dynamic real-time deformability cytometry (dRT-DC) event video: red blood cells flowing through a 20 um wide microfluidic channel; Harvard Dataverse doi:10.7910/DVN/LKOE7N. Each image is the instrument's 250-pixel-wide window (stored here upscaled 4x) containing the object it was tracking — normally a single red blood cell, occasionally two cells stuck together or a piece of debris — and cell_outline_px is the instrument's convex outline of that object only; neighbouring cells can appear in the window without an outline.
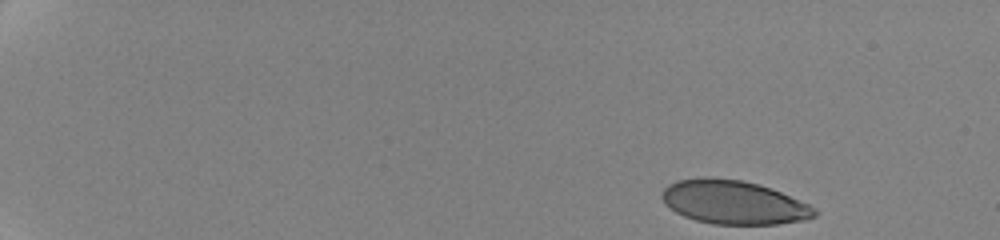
{"species": "human", "species_latin": "Homo sapiens", "temperature_condition": "cold", "stored_images_in_passage": 65, "camera_frame_rate_fps": 3000, "um_per_image_px": 0.085, "donor": {"sex": "female"}, "frame": {"image": 1, "passage_image": 1, "time_ms": 0.0, "image_size_px": [1000, 240], "cell_outline_px": [[820, 212], [816, 216], [804, 220], [776, 224], [712, 224], [696, 220], [684, 216], [676, 212], [664, 204], [660, 196], [664, 188], [668, 184], [676, 180], [708, 176], [740, 180], [756, 184], [780, 192], [808, 204], [816, 208]], "centroid_in_image_um": [62.32, 17.19], "position_along_channel_um": 22.7, "area_um2": 38.9}}
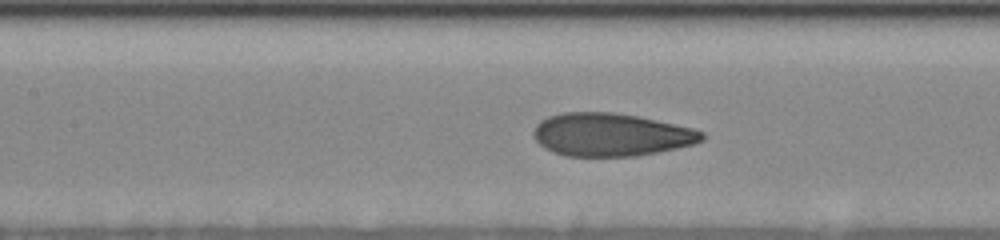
{"frame": {"image": 2, "passage_image": 35, "time_ms": 8.0, "image_size_px": [1000, 240], "cell_outline_px": [[704, 140], [692, 144], [676, 148], [636, 156], [564, 156], [544, 148], [532, 136], [532, 132], [536, 124], [540, 120], [548, 116], [564, 112], [616, 112], [656, 120], [692, 128], [704, 132]], "centroid_in_image_um": [51.88, 11.44], "position_along_channel_um": 155.5, "area_um2": 42.19}}
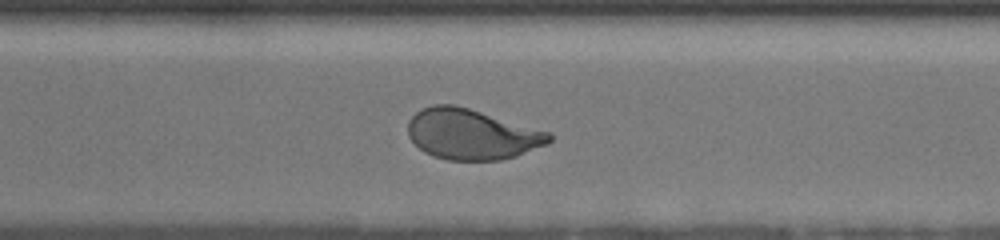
{"frame": {"image": 3, "passage_image": 64, "time_ms": 13.0, "image_size_px": [1000, 240], "cell_outline_px": [[552, 140], [548, 144], [516, 156], [500, 160], [448, 160], [432, 156], [424, 152], [408, 136], [408, 120], [420, 108], [432, 104], [456, 104], [548, 132], [552, 136]], "centroid_in_image_um": [40.06, 11.41], "position_along_channel_um": 330.5, "area_um2": 41.56}}